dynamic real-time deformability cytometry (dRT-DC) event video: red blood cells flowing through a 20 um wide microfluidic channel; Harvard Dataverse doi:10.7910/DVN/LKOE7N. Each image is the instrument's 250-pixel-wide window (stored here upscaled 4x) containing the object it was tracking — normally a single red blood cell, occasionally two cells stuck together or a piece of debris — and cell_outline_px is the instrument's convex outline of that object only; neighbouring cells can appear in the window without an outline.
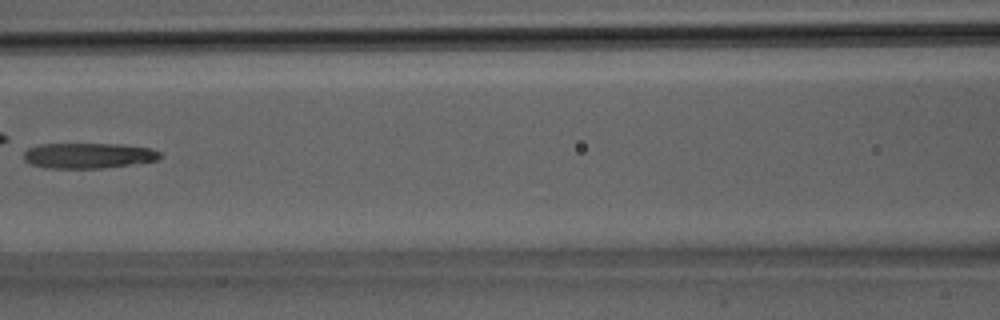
{"species": "Egyptian fruit bat (a non-hibernating species)", "species_latin": "Rousettus aegyptiacus", "temperature_condition": "room temperature", "stored_images_in_passage": 19, "camera_frame_rate_fps": 3000, "um_per_image_px": 0.085, "animal": {"sex": "male"}, "frame": {"image": 1, "passage_image": 16, "time_ms": 5.0, "image_size_px": [1000, 320], "cell_outline_px": [[164, 156], [156, 160], [104, 168], [48, 168], [32, 164], [24, 160], [24, 152], [28, 148], [40, 144], [120, 144], [148, 148], [160, 152]], "centroid_in_image_um": [7.5, 13.22], "position_along_channel_um": 159.1, "area_um2": 20.06}}